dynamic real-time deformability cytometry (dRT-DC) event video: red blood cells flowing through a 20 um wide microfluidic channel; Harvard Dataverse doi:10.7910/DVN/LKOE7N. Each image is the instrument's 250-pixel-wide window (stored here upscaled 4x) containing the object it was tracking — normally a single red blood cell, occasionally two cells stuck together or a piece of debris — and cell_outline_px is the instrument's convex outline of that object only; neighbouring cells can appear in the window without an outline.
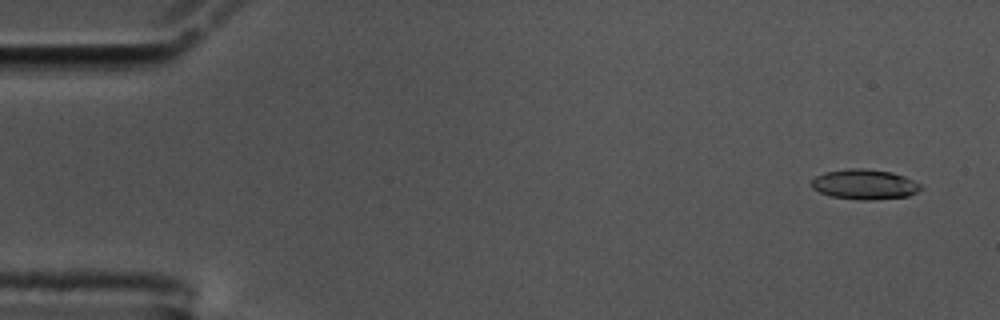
{"species": "common noctule bat (a hibernating species)", "species_latin": "Nyctalus noctula", "temperature_condition": "cold", "stored_images_in_passage": 16, "camera_frame_rate_fps": 3000, "um_per_image_px": 0.085, "animal": {"sex": "male", "body_mass_g": 17.5, "forearm_length_mm": 52.3}, "frame": {"image": 1, "passage_image": 3, "time_ms": 0.667, "image_size_px": [1000, 320], "cell_outline_px": [[924, 188], [908, 196], [872, 200], [860, 200], [832, 196], [820, 192], [812, 188], [812, 180], [816, 176], [824, 172], [848, 168], [864, 168], [892, 172], [904, 176], [920, 184]], "centroid_in_image_um": [73.49, 15.66], "position_along_channel_um": 11.5, "area_um2": 19.13}}
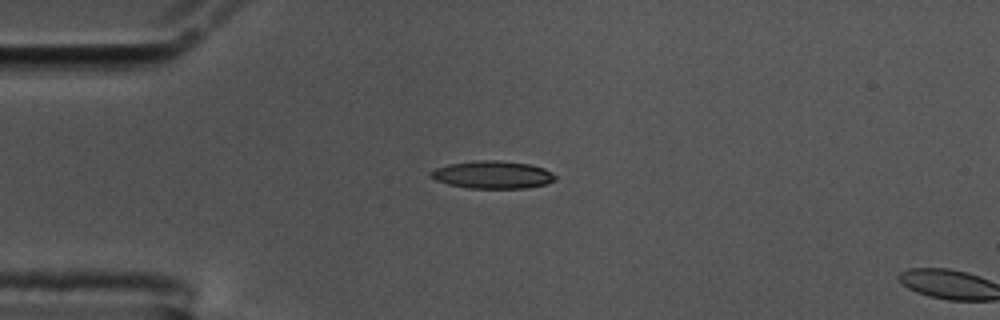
{"frame": {"image": 2, "passage_image": 14, "time_ms": 4.333, "image_size_px": [1000, 320], "cell_outline_px": [[556, 180], [548, 184], [528, 188], [468, 188], [448, 184], [436, 180], [428, 176], [428, 172], [436, 168], [448, 164], [476, 160], [500, 160], [528, 164], [544, 168], [552, 172], [556, 176]], "centroid_in_image_um": [41.87, 14.85], "position_along_channel_um": 43.1, "area_um2": 20.29}}